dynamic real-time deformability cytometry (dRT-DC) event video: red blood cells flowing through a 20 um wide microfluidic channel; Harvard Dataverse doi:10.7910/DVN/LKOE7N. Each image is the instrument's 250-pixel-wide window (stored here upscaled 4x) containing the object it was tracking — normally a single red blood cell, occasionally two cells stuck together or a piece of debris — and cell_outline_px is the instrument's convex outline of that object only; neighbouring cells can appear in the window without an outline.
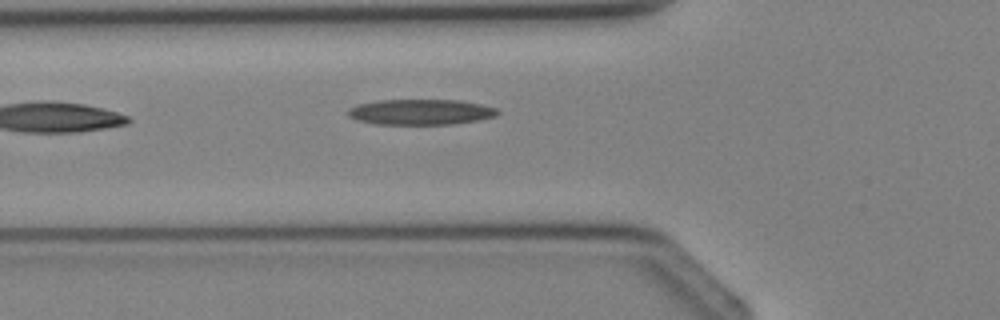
{"species": "Egyptian fruit bat (a non-hibernating species)", "species_latin": "Rousettus aegyptiacus", "temperature_condition": "cold", "stored_images_in_passage": 5, "camera_frame_rate_fps": 3000, "um_per_image_px": 0.085, "animal": {"sex": "female"}, "frame": {"image": 1, "passage_image": 5, "time_ms": 5.667, "image_size_px": [1000, 320], "cell_outline_px": [[500, 112], [496, 116], [476, 120], [452, 124], [376, 124], [356, 120], [348, 116], [348, 108], [356, 104], [376, 100], [460, 100], [480, 104], [496, 108]], "centroid_in_image_um": [35.71, 9.51], "position_along_channel_um": 90.1, "area_um2": 22.31}}